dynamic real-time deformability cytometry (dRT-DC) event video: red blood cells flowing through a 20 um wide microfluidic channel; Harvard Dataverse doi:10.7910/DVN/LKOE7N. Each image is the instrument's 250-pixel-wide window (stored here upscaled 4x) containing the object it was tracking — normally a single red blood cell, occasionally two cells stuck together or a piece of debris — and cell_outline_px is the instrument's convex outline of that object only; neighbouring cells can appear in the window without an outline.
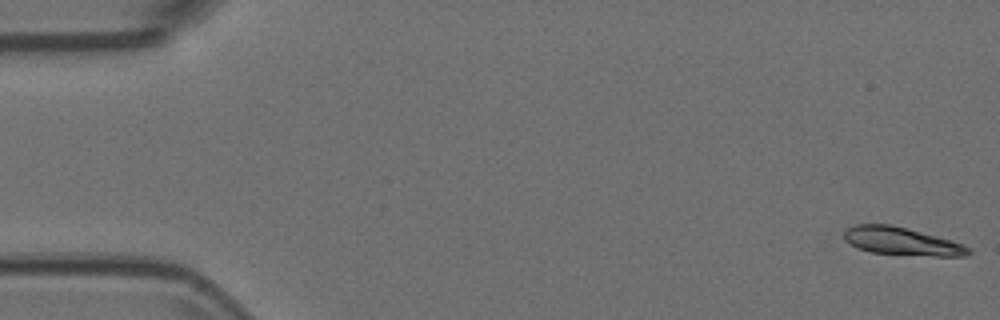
{"species": "Egyptian fruit bat (a non-hibernating species)", "species_latin": "Rousettus aegyptiacus", "temperature_condition": "room temperature", "stored_images_in_passage": 54, "camera_frame_rate_fps": 3000, "um_per_image_px": 0.085, "animal": {"sex": "female"}, "frame": {"image": 1, "passage_image": 1, "time_ms": 0.0, "image_size_px": [1000, 320], "cell_outline_px": [[972, 252], [968, 256], [936, 256], [872, 252], [860, 248], [844, 240], [844, 232], [848, 228], [856, 224], [892, 224], [908, 228], [952, 240], [964, 244]], "centroid_in_image_um": [76.69, 20.49], "position_along_channel_um": 8.3, "area_um2": 20.06}}
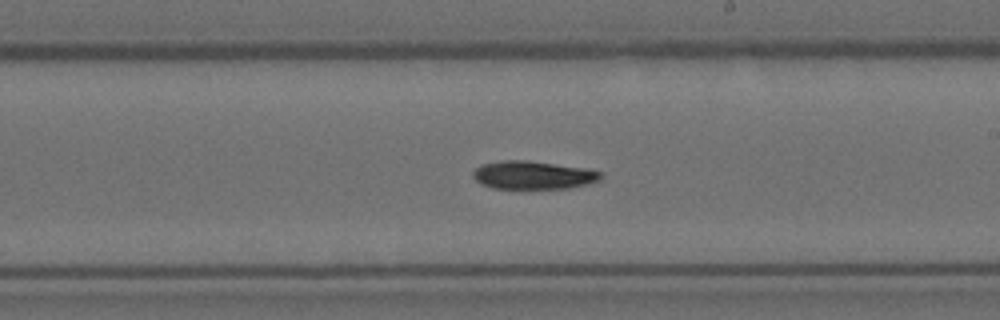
{"frame": {"image": 2, "passage_image": 31, "time_ms": 10.0, "image_size_px": [1000, 320], "cell_outline_px": [[604, 176], [600, 180], [588, 184], [568, 188], [492, 188], [480, 184], [472, 176], [472, 172], [476, 168], [484, 164], [504, 160], [524, 160], [584, 168], [600, 172]], "centroid_in_image_um": [45.3, 14.89], "position_along_channel_um": 243.7, "area_um2": 20.75}}
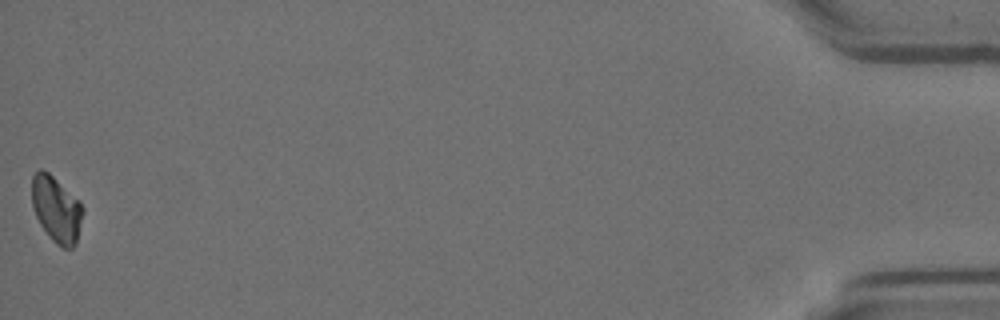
{"frame": {"image": 3, "passage_image": 54, "time_ms": 17.667, "image_size_px": [1000, 320], "cell_outline_px": [[84, 212], [76, 244], [72, 248], [60, 248], [52, 240], [40, 224], [36, 216], [32, 204], [32, 176], [40, 168], [48, 172], [80, 200], [84, 208]], "centroid_in_image_um": [4.82, 17.8], "position_along_channel_um": 430.4, "area_um2": 19.77}}